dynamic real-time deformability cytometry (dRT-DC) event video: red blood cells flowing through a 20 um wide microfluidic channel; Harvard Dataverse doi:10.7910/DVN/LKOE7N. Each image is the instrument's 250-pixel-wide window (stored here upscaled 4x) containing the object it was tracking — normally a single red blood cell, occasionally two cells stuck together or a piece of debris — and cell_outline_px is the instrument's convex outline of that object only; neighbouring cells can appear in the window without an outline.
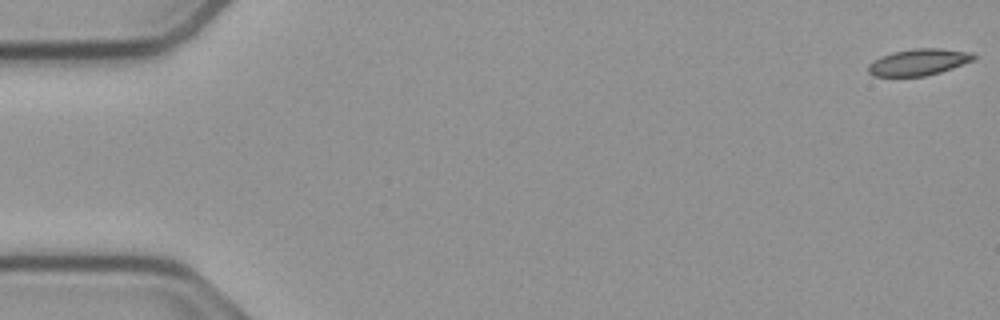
{"species": "common noctule bat (a hibernating species)", "species_latin": "Nyctalus noctula", "temperature_condition": "cold", "stored_images_in_passage": 55, "camera_frame_rate_fps": 3000, "um_per_image_px": 0.085, "animal": {"sex": "male", "body_mass_g": 23.1, "forearm_length_mm": 52.7}, "frame": {"image": 1, "passage_image": 1, "time_ms": 0.0, "image_size_px": [1000, 320], "cell_outline_px": [[976, 56], [972, 60], [952, 68], [940, 72], [924, 76], [876, 76], [868, 72], [868, 64], [880, 56], [892, 52], [916, 48], [940, 48], [972, 52]], "centroid_in_image_um": [78.06, 5.27], "position_along_channel_um": 6.9, "area_um2": 16.18}}
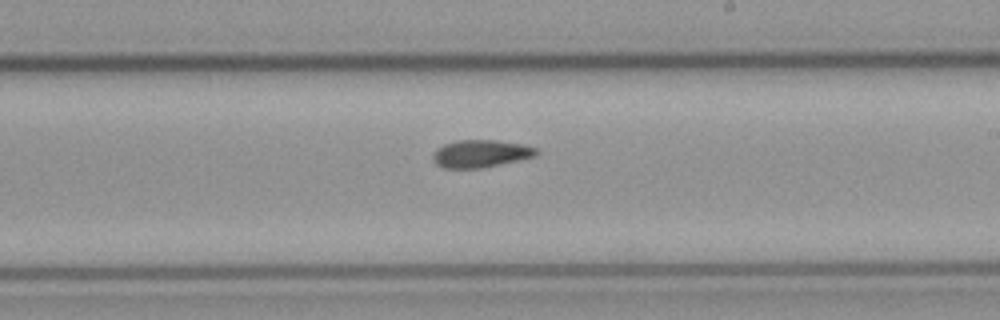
{"frame": {"image": 2, "passage_image": 32, "time_ms": 10.333, "image_size_px": [1000, 320], "cell_outline_px": [[540, 152], [536, 156], [480, 168], [444, 168], [436, 164], [432, 160], [432, 152], [436, 148], [444, 144], [456, 140], [496, 140], [520, 144], [536, 148]], "centroid_in_image_um": [40.8, 13.05], "position_along_channel_um": 248.2, "area_um2": 16.59}}
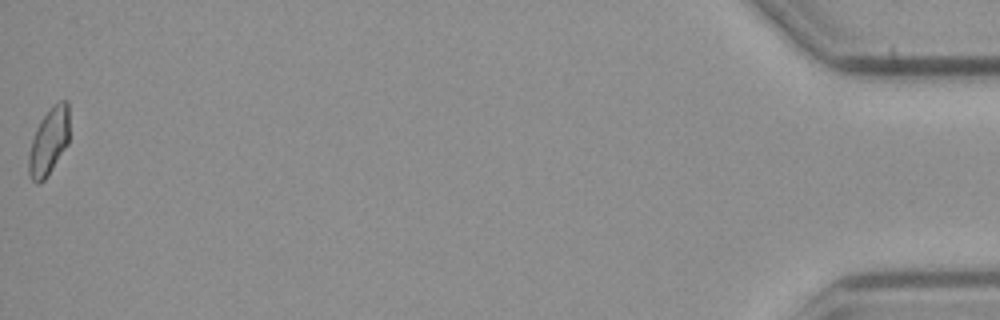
{"frame": {"image": 3, "passage_image": 55, "time_ms": 18.0, "image_size_px": [1000, 320], "cell_outline_px": [[68, 144], [44, 180], [40, 184], [36, 184], [32, 180], [28, 172], [28, 152], [36, 128], [40, 120], [52, 104], [60, 100], [68, 100]], "centroid_in_image_um": [4.13, 12.01], "position_along_channel_um": 431.1, "area_um2": 15.95}, "authors_computed_cell_mechanics": {"area_um2": 16.473, "velocity_mm_per_s": 3.7688, "shape_relaxation_time_tau1_ms": null, "shape_relaxation_time_tau2_ms": 9.7924, "deformation_change_tau1": null, "deformation_change_tau2": 0.1552}}